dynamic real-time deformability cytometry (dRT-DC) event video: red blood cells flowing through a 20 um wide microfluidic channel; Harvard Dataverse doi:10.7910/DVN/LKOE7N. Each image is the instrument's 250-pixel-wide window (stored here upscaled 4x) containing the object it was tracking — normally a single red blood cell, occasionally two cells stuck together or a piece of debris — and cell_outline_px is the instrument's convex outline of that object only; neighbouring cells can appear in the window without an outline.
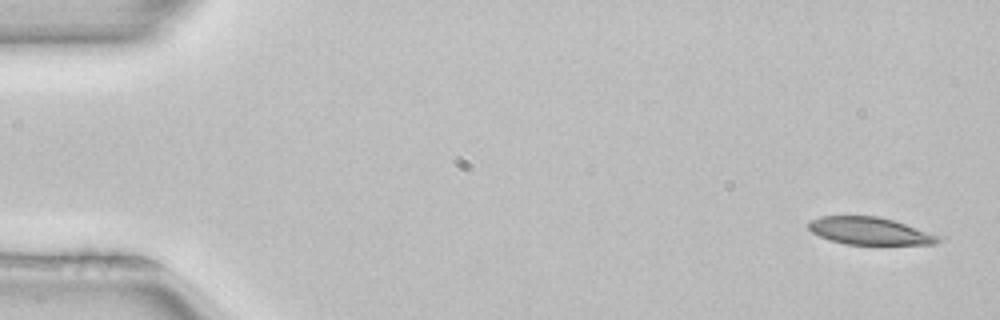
{"species": "common noctule bat (a hibernating species)", "species_latin": "Nyctalus noctula", "temperature_condition": "room temperature", "stored_images_in_passage": 50, "camera_frame_rate_fps": 3000, "um_per_image_px": 0.085, "animal": {"sex": "female", "body_mass_g": 22.7, "forearm_length_mm": 54.2}, "frame": {"image": 1, "passage_image": 1, "time_ms": 0.0, "image_size_px": [1000, 320], "cell_outline_px": [[944, 240], [936, 244], [844, 244], [820, 236], [812, 232], [808, 228], [808, 220], [820, 216], [880, 216], [944, 236]], "centroid_in_image_um": [73.98, 19.63], "position_along_channel_um": 11.0, "area_um2": 20.92}}
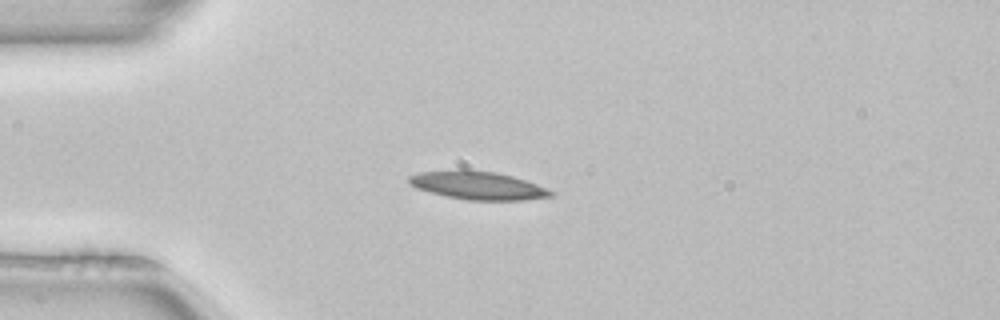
{"frame": {"image": 2, "passage_image": 12, "time_ms": 3.667, "image_size_px": [1000, 320], "cell_outline_px": [[556, 192], [552, 196], [524, 200], [468, 200], [444, 196], [416, 188], [408, 184], [408, 176], [420, 172], [456, 168], [460, 168], [496, 172], [512, 176], [536, 184]], "centroid_in_image_um": [40.56, 15.74], "position_along_channel_um": 44.4, "area_um2": 23.64}}
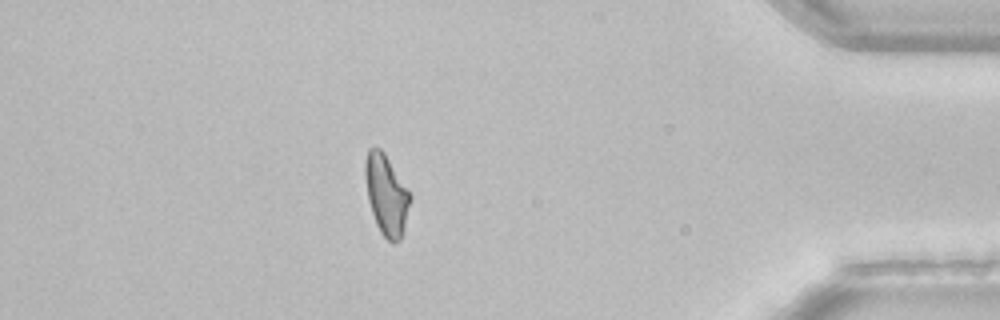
{"frame": {"image": 3, "passage_image": 44, "time_ms": 14.333, "image_size_px": [1000, 320], "cell_outline_px": [[412, 200], [404, 228], [400, 240], [396, 244], [392, 244], [380, 232], [376, 224], [368, 200], [364, 172], [364, 164], [368, 148], [380, 148], [384, 152], [412, 196]], "centroid_in_image_um": [32.84, 16.58], "position_along_channel_um": 402.4, "area_um2": 21.15}}